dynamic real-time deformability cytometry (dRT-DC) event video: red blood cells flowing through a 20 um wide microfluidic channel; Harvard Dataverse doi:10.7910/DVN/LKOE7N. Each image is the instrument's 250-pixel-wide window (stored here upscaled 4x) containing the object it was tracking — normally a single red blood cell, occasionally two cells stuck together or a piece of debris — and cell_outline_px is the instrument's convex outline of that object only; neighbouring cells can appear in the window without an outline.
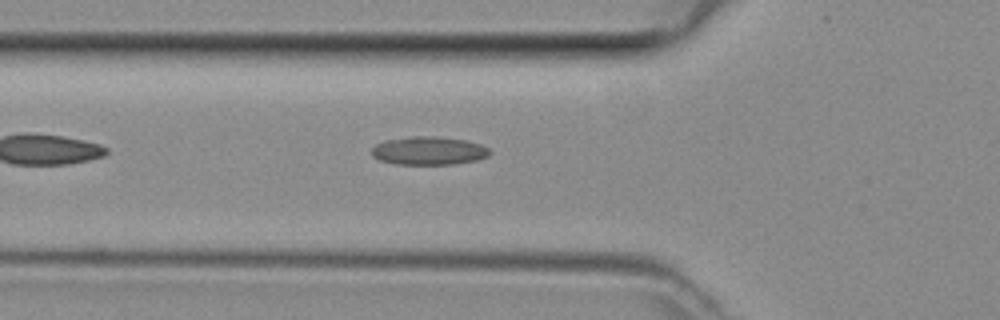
{"species": "common noctule bat (a hibernating species)", "species_latin": "Nyctalus noctula", "temperature_condition": "room temperature", "stored_images_in_passage": 30, "camera_frame_rate_fps": 3000, "um_per_image_px": 0.085, "animal": {"sex": "female", "body_mass_g": 29.2, "forearm_length_mm": 56.3}, "frame": {"image": 1, "passage_image": 4, "time_ms": 1.0, "image_size_px": [1000, 320], "cell_outline_px": [[492, 152], [488, 156], [476, 160], [456, 164], [396, 164], [380, 160], [372, 156], [372, 148], [376, 144], [384, 140], [412, 136], [436, 136], [468, 140], [480, 144], [488, 148]], "centroid_in_image_um": [36.46, 12.8], "position_along_channel_um": 89.3, "area_um2": 19.59}}
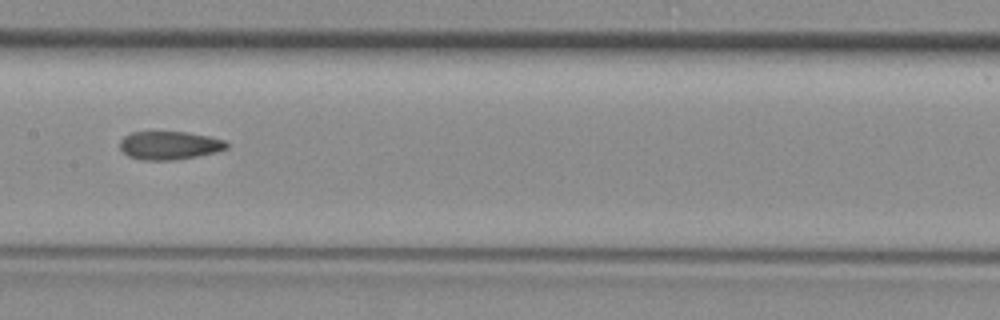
{"frame": {"image": 2, "passage_image": 11, "time_ms": 3.333, "image_size_px": [1000, 320], "cell_outline_px": [[228, 148], [216, 152], [196, 156], [172, 160], [140, 160], [128, 156], [120, 148], [120, 140], [124, 136], [132, 132], [188, 132], [208, 136], [224, 140], [228, 144]], "centroid_in_image_um": [14.39, 12.36], "position_along_channel_um": 193.0, "area_um2": 17.57}}
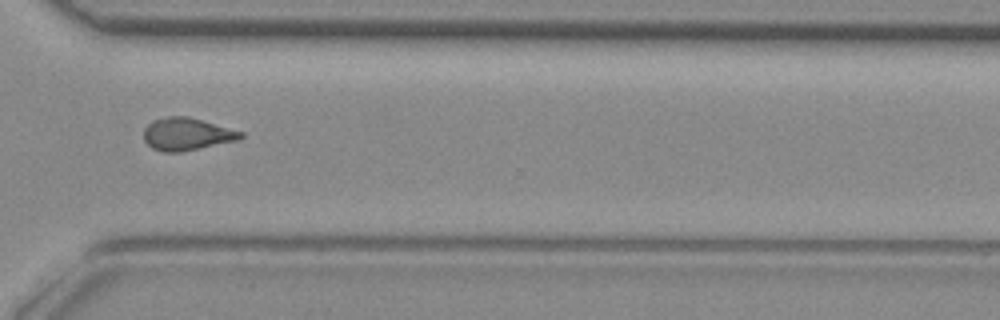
{"frame": {"image": 3, "passage_image": 22, "time_ms": 7.0, "image_size_px": [1000, 320], "cell_outline_px": [[244, 136], [236, 140], [180, 152], [164, 152], [152, 148], [144, 140], [144, 128], [152, 120], [168, 116], [188, 116], [244, 132]], "centroid_in_image_um": [15.85, 11.39], "position_along_channel_um": 354.8, "area_um2": 18.21}}